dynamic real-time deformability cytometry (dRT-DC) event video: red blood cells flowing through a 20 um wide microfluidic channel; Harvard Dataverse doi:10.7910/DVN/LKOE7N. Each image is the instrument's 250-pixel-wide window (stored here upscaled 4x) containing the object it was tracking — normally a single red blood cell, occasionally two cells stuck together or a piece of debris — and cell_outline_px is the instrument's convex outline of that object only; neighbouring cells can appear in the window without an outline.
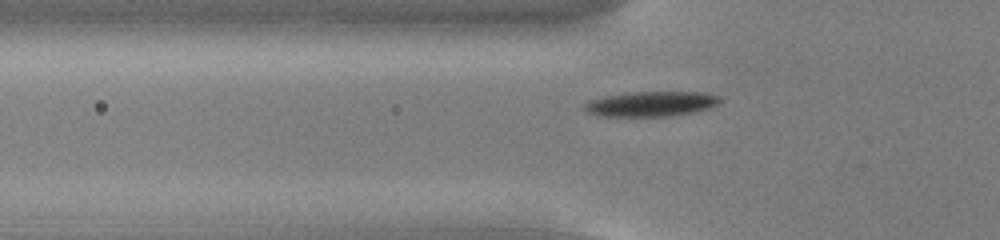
{"species": "common noctule bat (a hibernating species)", "species_latin": "Nyctalus noctula", "temperature_condition": "cold", "stored_images_in_passage": 40, "camera_frame_rate_fps": 3000, "um_per_image_px": 0.085, "animal": {"sex": "male", "body_mass_g": 13.0, "forearm_length_mm": 53.1}, "frame": {"image": 1, "passage_image": 4, "time_ms": 1.0, "image_size_px": [1000, 240], "cell_outline_px": [[720, 100], [716, 104], [708, 108], [692, 112], [668, 116], [600, 116], [588, 112], [584, 108], [584, 104], [588, 100], [604, 96], [628, 92], [704, 92], [720, 96]], "centroid_in_image_um": [55.3, 8.82], "position_along_channel_um": 70.5, "area_um2": 19.65}}
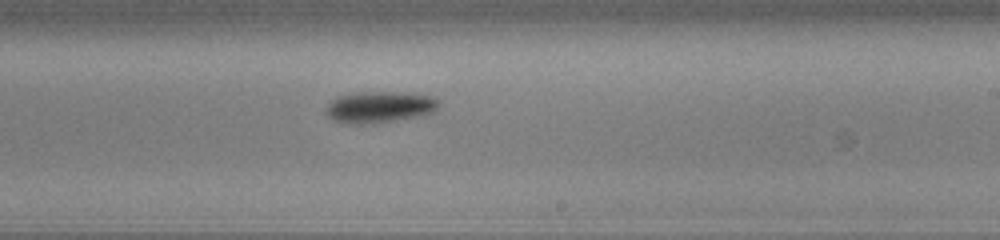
{"frame": {"image": 2, "passage_image": 19, "time_ms": 6.0, "image_size_px": [1000, 240], "cell_outline_px": [[440, 104], [436, 112], [424, 116], [376, 124], [348, 124], [332, 120], [324, 112], [328, 104], [332, 100], [340, 96], [360, 92], [412, 92], [432, 96], [440, 100]], "centroid_in_image_um": [32.34, 9.12], "position_along_channel_um": 256.7, "area_um2": 21.39}}
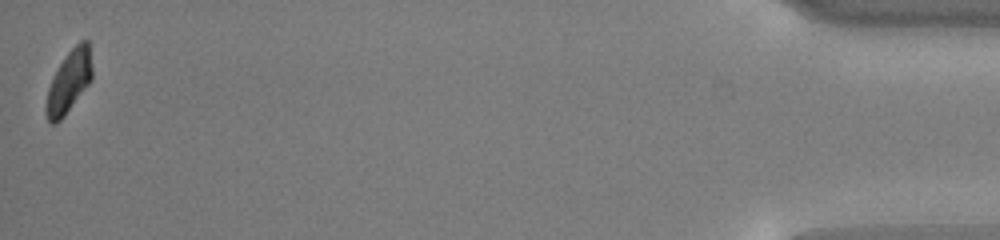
{"frame": {"image": 3, "passage_image": 40, "time_ms": 13.0, "image_size_px": [1000, 240], "cell_outline_px": [[92, 80], [64, 116], [56, 124], [52, 124], [48, 120], [44, 112], [44, 108], [48, 88], [60, 64], [68, 52], [80, 40], [88, 40], [92, 68]], "centroid_in_image_um": [5.85, 6.97], "position_along_channel_um": 429.3, "area_um2": 16.59}, "authors_computed_cell_mechanics": {"area_um2": 19.3341, "velocity_mm_per_s": 3.7453, "shape_relaxation_time_tau1_ms": 2.5772, "shape_relaxation_time_tau2_ms": null, "deformation_change_tau1": 0.1138, "deformation_change_tau2": null}}